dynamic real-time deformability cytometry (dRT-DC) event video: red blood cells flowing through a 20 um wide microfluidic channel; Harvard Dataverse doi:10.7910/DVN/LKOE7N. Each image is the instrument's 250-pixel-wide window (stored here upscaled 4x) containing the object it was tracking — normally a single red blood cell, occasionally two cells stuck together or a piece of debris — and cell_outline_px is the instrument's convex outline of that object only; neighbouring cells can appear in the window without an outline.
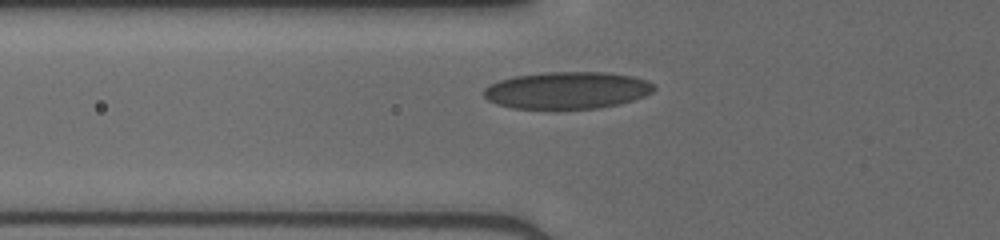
{"species": "human", "species_latin": "Homo sapiens", "temperature_condition": "cold", "stored_images_in_passage": 6, "camera_frame_rate_fps": 3000, "um_per_image_px": 0.085, "donor": {"sex": "male"}, "frame": {"image": 1, "passage_image": 4, "time_ms": 1.0, "image_size_px": [1000, 240], "cell_outline_px": [[656, 88], [652, 92], [644, 96], [620, 104], [600, 108], [512, 108], [496, 104], [488, 100], [484, 96], [484, 88], [488, 84], [512, 76], [544, 72], [604, 72], [632, 76], [648, 80]], "centroid_in_image_um": [48.19, 7.66], "position_along_channel_um": 77.6, "area_um2": 36.82}}
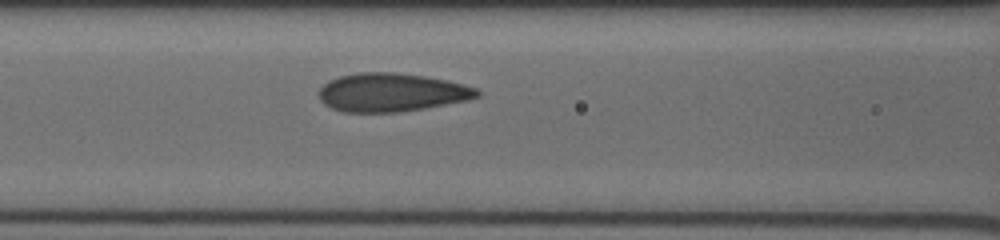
{"frame": {"image": 2, "passage_image": 6, "time_ms": 1.667, "image_size_px": [1000, 240], "cell_outline_px": [[480, 96], [468, 100], [424, 108], [400, 112], [344, 112], [332, 108], [324, 104], [320, 100], [316, 92], [328, 80], [340, 76], [360, 72], [396, 72], [424, 76], [464, 84], [476, 88], [480, 92]], "centroid_in_image_um": [33.25, 7.85], "position_along_channel_um": 133.4, "area_um2": 35.55}}